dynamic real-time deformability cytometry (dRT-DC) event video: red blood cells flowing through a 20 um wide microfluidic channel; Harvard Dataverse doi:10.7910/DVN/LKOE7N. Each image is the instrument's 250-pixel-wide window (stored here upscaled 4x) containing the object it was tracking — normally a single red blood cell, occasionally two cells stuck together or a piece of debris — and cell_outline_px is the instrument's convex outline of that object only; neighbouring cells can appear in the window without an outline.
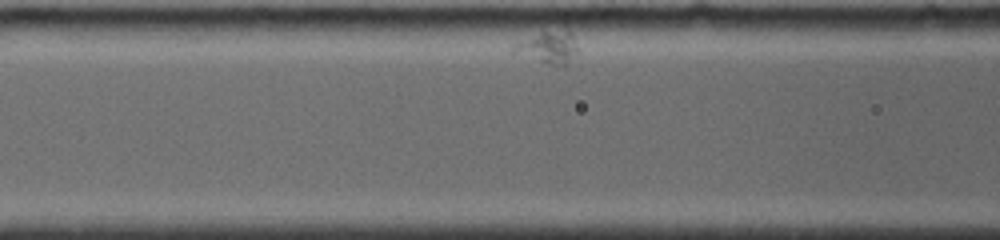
{"species": "common noctule bat (a hibernating species)", "species_latin": "Nyctalus noctula", "temperature_condition": "room temperature", "stored_images_in_passage": 13, "camera_frame_rate_fps": 4000, "um_per_image_px": 0.085, "animal": {"sex": "female", "body_mass_g": 19.0, "forearm_length_mm": 56.7}, "frame": {"image": 1, "passage_image": 3, "time_ms": 1.75, "image_size_px": [1000, 240], "cell_outline_px": [[580, 52], [568, 64], [548, 64], [512, 52], [512, 44], [540, 32], [572, 32]], "centroid_in_image_um": [46.63, 4.04], "position_along_channel_um": 120.0, "area_um2": 11.85}}
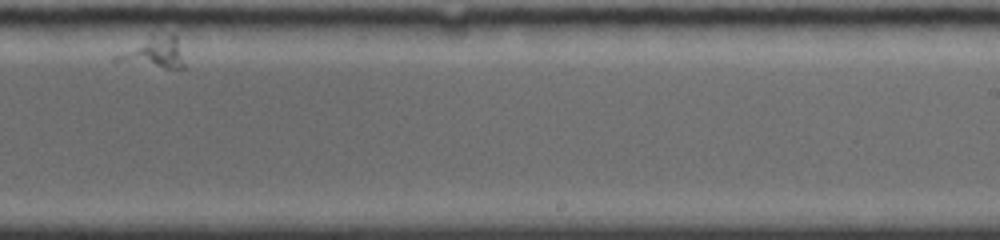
{"frame": {"image": 2, "passage_image": 10, "time_ms": 7.75, "image_size_px": [1000, 240], "cell_outline_px": [[184, 68], [164, 68], [112, 60], [112, 56], [152, 36], [168, 32], [176, 32], [184, 64]], "centroid_in_image_um": [13.14, 4.44], "position_along_channel_um": 275.9, "area_um2": 12.02}}
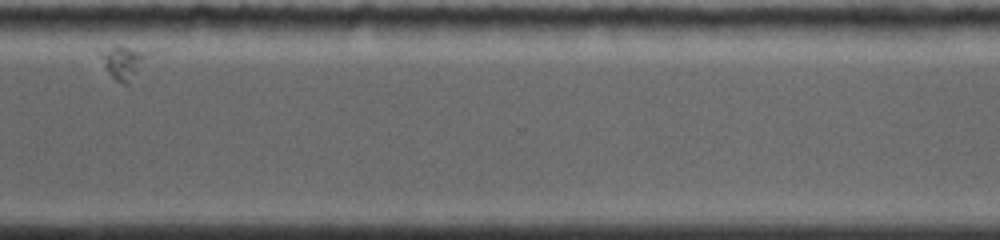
{"frame": {"image": 3, "passage_image": 13, "time_ms": 10.75, "image_size_px": [1000, 240], "cell_outline_px": [[168, 48], [164, 52], [128, 84], [124, 84], [116, 80], [104, 68], [96, 48], [112, 44], [120, 44]], "centroid_in_image_um": [10.85, 5.1], "position_along_channel_um": 359.7, "area_um2": 12.25}}